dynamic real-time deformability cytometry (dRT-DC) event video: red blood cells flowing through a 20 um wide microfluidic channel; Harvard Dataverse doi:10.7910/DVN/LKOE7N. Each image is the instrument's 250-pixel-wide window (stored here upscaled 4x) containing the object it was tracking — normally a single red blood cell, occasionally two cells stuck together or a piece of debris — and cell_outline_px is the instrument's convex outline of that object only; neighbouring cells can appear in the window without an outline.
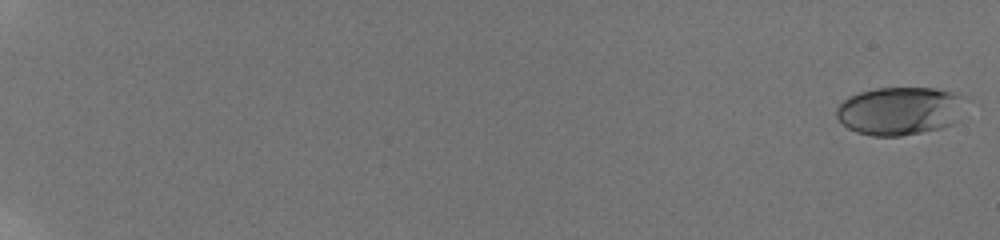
{"species": "human", "species_latin": "Homo sapiens", "temperature_condition": "room temperature", "stored_images_in_passage": 59, "camera_frame_rate_fps": 3000, "um_per_image_px": 0.085, "donor": {"sex": "male"}, "frame": {"image": 1, "passage_image": 1, "time_ms": 0.0, "image_size_px": [1000, 240], "cell_outline_px": [[972, 100], [952, 124], [940, 128], [900, 136], [872, 136], [856, 132], [848, 128], [836, 116], [836, 108], [848, 96], [860, 92], [876, 88], [932, 88], [956, 92], [968, 96]], "centroid_in_image_um": [76.57, 9.4], "position_along_channel_um": 8.4, "area_um2": 36.76}}
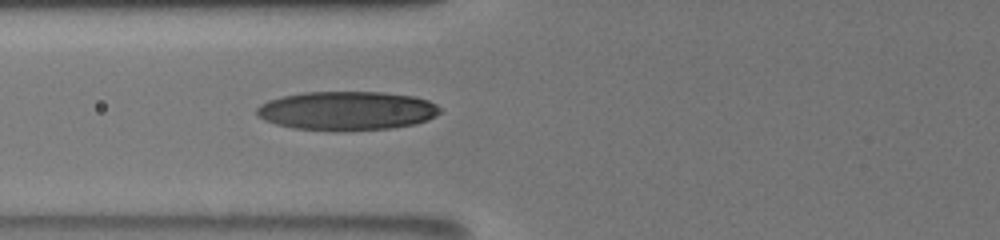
{"frame": {"image": 2, "passage_image": 28, "time_ms": 9.0, "image_size_px": [1000, 240], "cell_outline_px": [[440, 112], [436, 116], [428, 120], [416, 124], [388, 128], [292, 128], [276, 124], [264, 120], [256, 116], [256, 108], [260, 104], [268, 100], [284, 96], [304, 92], [384, 92], [412, 96], [428, 100], [436, 104], [440, 108]], "centroid_in_image_um": [29.48, 9.37], "position_along_channel_um": 96.3, "area_um2": 40.58}}
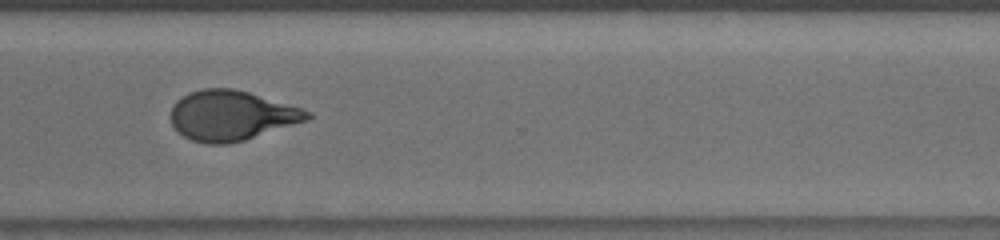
{"frame": {"image": 3, "passage_image": 48, "time_ms": 15.667, "image_size_px": [1000, 240], "cell_outline_px": [[312, 116], [308, 120], [244, 140], [228, 144], [208, 144], [192, 140], [184, 136], [172, 124], [172, 108], [176, 100], [188, 92], [204, 88], [232, 88], [248, 92], [300, 108], [312, 112]], "centroid_in_image_um": [19.66, 9.82], "position_along_channel_um": 350.9, "area_um2": 39.36}, "authors_computed_cell_mechanics": {"area_um2": 39.2462, "velocity_mm_per_s": 3.824, "shape_relaxation_time_tau1_ms": 4.8473, "shape_relaxation_time_tau2_ms": 1.2099, "deformation_change_tau1": 0.2116, "deformation_change_tau2": 0.0751}}